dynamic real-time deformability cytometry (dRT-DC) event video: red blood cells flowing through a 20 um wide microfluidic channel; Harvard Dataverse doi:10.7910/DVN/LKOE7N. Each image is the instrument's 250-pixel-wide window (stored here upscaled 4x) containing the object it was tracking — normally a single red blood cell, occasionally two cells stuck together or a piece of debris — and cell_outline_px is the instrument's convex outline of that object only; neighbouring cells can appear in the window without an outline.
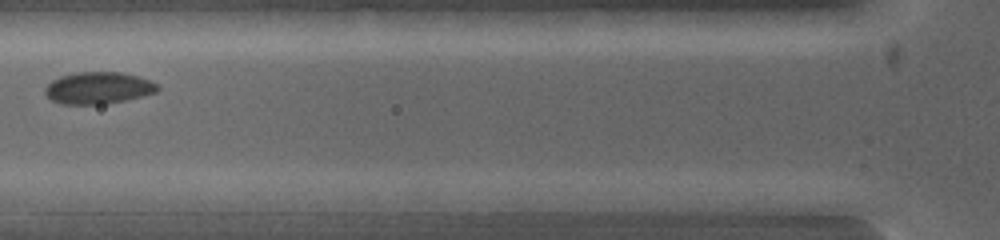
{"species": "common noctule bat (a hibernating species)", "species_latin": "Nyctalus noctula", "temperature_condition": "warm", "stored_images_in_passage": 3, "camera_frame_rate_fps": 5000, "um_per_image_px": 0.085, "animal": {"sex": "female", "body_mass_g": 19.0, "forearm_length_mm": 53.3}, "frame": {"image": 1, "passage_image": 2, "time_ms": 0.8, "image_size_px": [1000, 240], "cell_outline_px": [[604, 200], [576, 212], [496, 212], [496, 200], [520, 192], [600, 192]], "centroid_in_image_um": [46.57, 17.16], "position_along_channel_um": 79.2, "area_um2": 13.58}}